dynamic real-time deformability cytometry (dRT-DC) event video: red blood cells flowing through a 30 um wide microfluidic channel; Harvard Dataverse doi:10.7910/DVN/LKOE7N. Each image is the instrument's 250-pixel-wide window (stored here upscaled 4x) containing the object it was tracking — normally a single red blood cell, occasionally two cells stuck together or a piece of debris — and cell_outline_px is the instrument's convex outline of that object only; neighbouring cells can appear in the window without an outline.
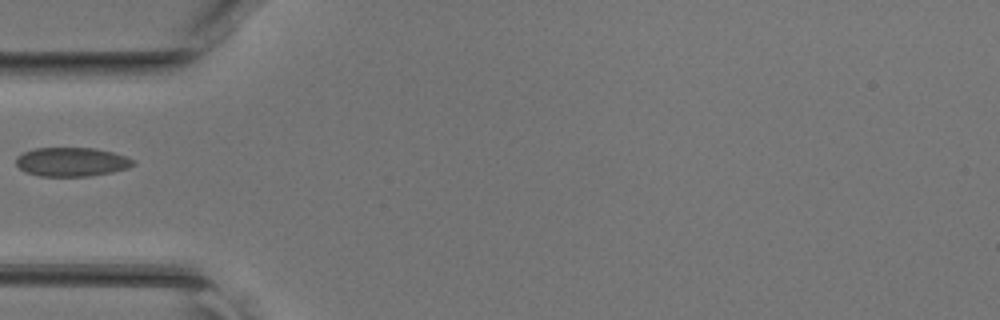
{"species": "common noctule bat (a hibernating species)", "species_latin": "Nyctalus noctula", "temperature_condition": "room temperature", "stored_images_in_passage": 30, "camera_frame_rate_fps": 3000, "um_per_image_px": 0.085, "animal": {"sex": "female", "body_mass_g": 17.0, "forearm_length_mm": 48.0}, "frame": {"image": 1, "passage_image": 1, "time_ms": 0.0, "image_size_px": [1000, 320], "cell_outline_px": [[136, 164], [128, 168], [112, 172], [88, 176], [40, 176], [24, 172], [16, 164], [16, 156], [24, 152], [36, 148], [96, 148], [112, 152], [124, 156], [132, 160]], "centroid_in_image_um": [6.07, 13.76], "position_along_channel_um": 78.9, "area_um2": 19.71}}